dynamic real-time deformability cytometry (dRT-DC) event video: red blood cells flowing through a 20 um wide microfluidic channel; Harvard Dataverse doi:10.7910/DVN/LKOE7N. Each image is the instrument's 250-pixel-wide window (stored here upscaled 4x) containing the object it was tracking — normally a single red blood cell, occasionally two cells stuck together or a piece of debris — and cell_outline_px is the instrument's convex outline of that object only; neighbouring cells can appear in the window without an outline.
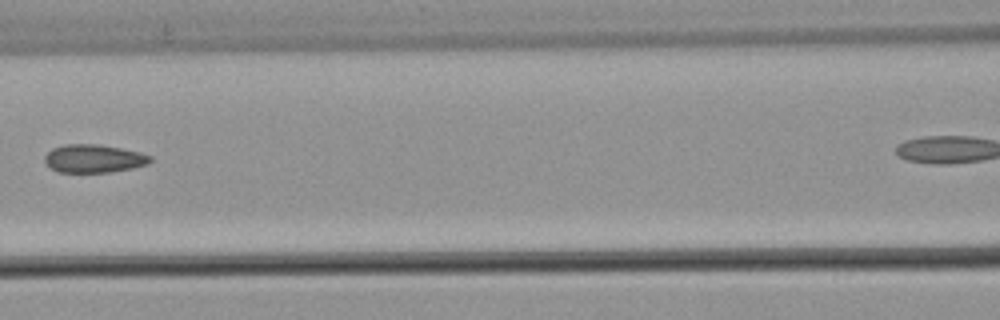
{"species": "common noctule bat (a hibernating species)", "species_latin": "Nyctalus noctula", "temperature_condition": "warm", "stored_images_in_passage": 6, "camera_frame_rate_fps": 3000, "um_per_image_px": 0.085, "animal": {"sex": "male", "body_mass_g": 21.5, "forearm_length_mm": 52.0}, "frame": {"image": 1, "passage_image": 5, "time_ms": 1.333, "image_size_px": [1000, 320], "cell_outline_px": [[152, 160], [148, 164], [132, 168], [112, 172], [60, 172], [52, 168], [44, 160], [44, 156], [52, 148], [64, 144], [100, 144], [140, 152], [152, 156]], "centroid_in_image_um": [7.99, 13.47], "position_along_channel_um": 158.6, "area_um2": 17.34}}